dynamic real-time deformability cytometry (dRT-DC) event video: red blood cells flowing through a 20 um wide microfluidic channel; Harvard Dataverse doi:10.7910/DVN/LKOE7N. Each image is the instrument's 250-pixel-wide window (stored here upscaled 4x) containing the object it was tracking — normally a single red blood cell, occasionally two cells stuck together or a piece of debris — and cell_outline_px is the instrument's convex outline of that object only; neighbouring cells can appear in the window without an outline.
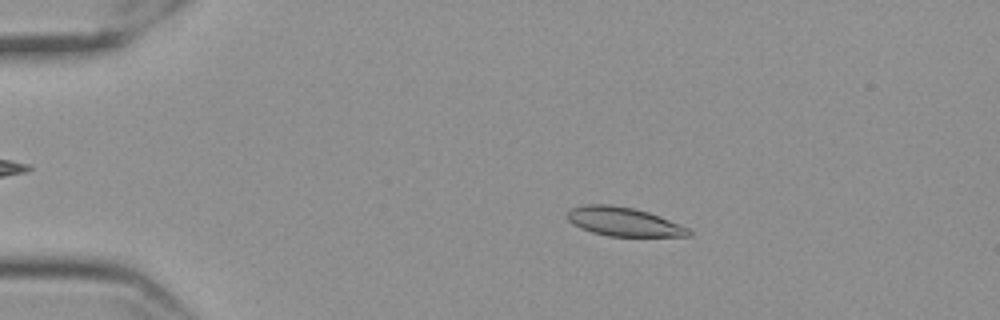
{"species": "Egyptian fruit bat (a non-hibernating species)", "species_latin": "Rousettus aegyptiacus", "temperature_condition": "cold", "stored_images_in_passage": 57, "camera_frame_rate_fps": 3000, "um_per_image_px": 0.085, "frame": {"image": 1, "passage_image": 11, "time_ms": 3.333, "image_size_px": [1000, 320], "cell_outline_px": [[692, 232], [688, 236], [608, 236], [592, 232], [580, 228], [572, 224], [568, 220], [568, 208], [584, 204], [612, 204], [632, 208], [648, 212], [660, 216], [688, 228]], "centroid_in_image_um": [52.96, 18.83], "position_along_channel_um": 32.0, "area_um2": 20.4}}
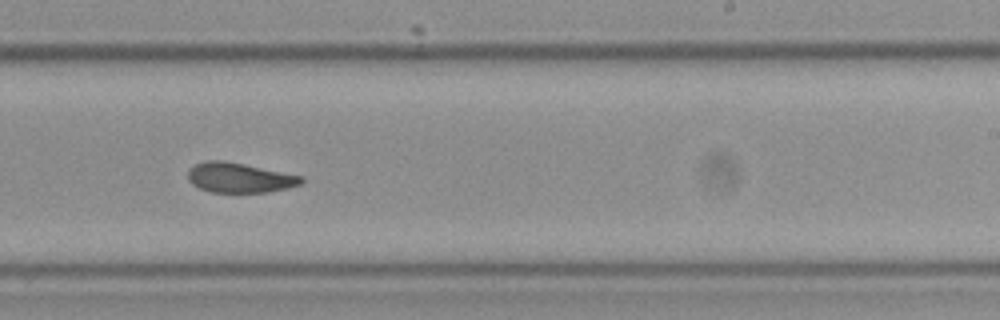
{"frame": {"image": 2, "passage_image": 36, "time_ms": 11.667, "image_size_px": [1000, 320], "cell_outline_px": [[304, 180], [300, 184], [288, 188], [268, 192], [212, 192], [200, 188], [192, 184], [188, 180], [188, 168], [204, 160], [224, 160], [304, 176]], "centroid_in_image_um": [20.35, 15.09], "position_along_channel_um": 268.7, "area_um2": 19.83}}
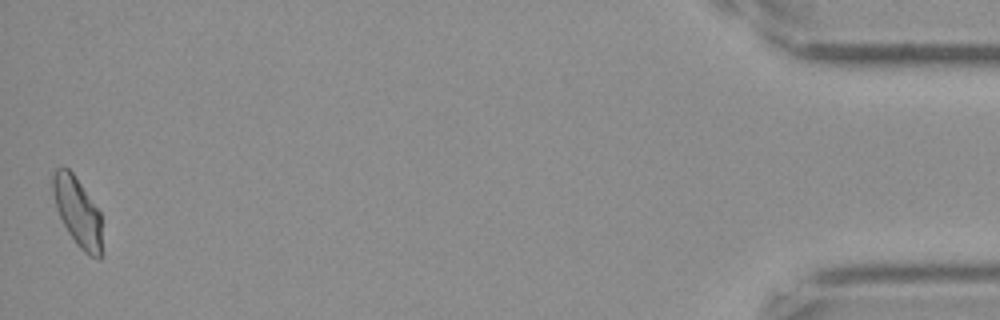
{"frame": {"image": 3, "passage_image": 57, "time_ms": 18.667, "image_size_px": [1000, 320], "cell_outline_px": [[100, 260], [84, 252], [76, 244], [68, 232], [56, 208], [52, 192], [52, 172], [56, 168], [64, 164], [72, 172], [100, 212]], "centroid_in_image_um": [6.54, 17.93], "position_along_channel_um": 428.7, "area_um2": 19.48}, "authors_computed_cell_mechanics": {"area_um2": 20.519, "velocity_mm_per_s": 3.5223, "shape_relaxation_time_tau1_ms": 9.62, "shape_relaxation_time_tau2_ms": 3.5235, "deformation_change_tau1": 0.1882, "deformation_change_tau2": 0.0929}}